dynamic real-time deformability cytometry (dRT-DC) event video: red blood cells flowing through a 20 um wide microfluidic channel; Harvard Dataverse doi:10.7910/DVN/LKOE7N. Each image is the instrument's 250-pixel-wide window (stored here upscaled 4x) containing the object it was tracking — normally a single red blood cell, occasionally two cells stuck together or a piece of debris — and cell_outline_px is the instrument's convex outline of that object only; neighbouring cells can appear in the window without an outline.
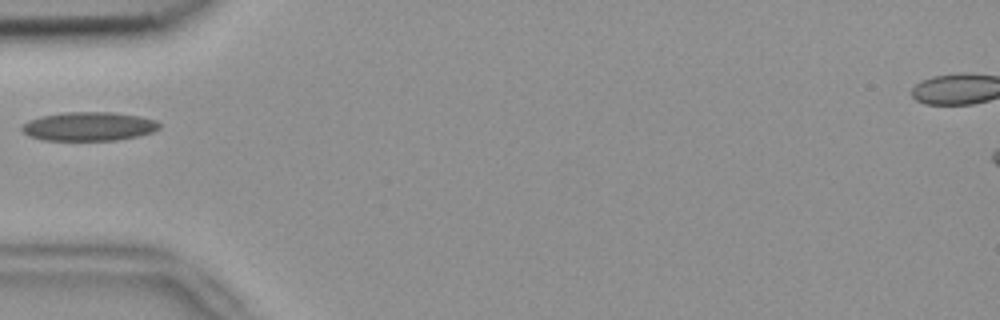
{"species": "common noctule bat (a hibernating species)", "species_latin": "Nyctalus noctula", "temperature_condition": "room temperature", "stored_images_in_passage": 33, "camera_frame_rate_fps": 3000, "um_per_image_px": 0.085, "animal": {"sex": "female", "body_mass_g": 18.4}, "frame": {"image": 1, "passage_image": 1, "time_ms": 0.0, "image_size_px": [1000, 320], "cell_outline_px": [[160, 128], [152, 132], [140, 136], [116, 140], [44, 140], [28, 136], [20, 128], [28, 120], [40, 116], [64, 112], [112, 112], [140, 116], [156, 120], [160, 124]], "centroid_in_image_um": [7.56, 10.74], "position_along_channel_um": 77.4, "area_um2": 23.24}}
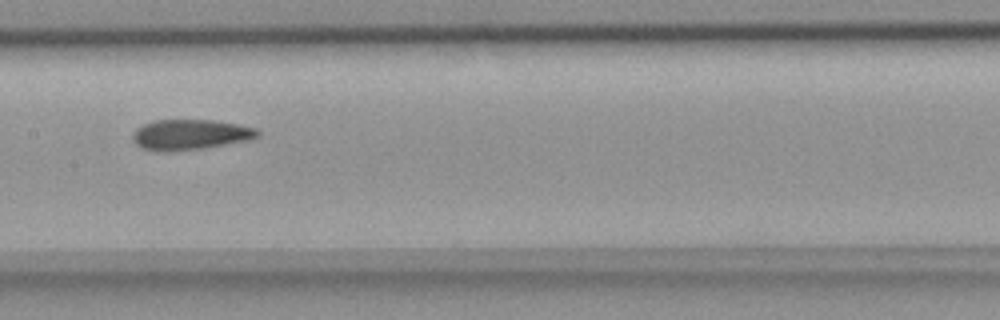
{"frame": {"image": 2, "passage_image": 10, "time_ms": 3.0, "image_size_px": [1000, 320], "cell_outline_px": [[260, 132], [256, 136], [248, 140], [204, 148], [168, 152], [156, 152], [140, 148], [132, 140], [132, 132], [136, 128], [152, 120], [212, 120], [236, 124], [256, 128]], "centroid_in_image_um": [16.08, 11.45], "position_along_channel_um": 191.3, "area_um2": 22.25}}
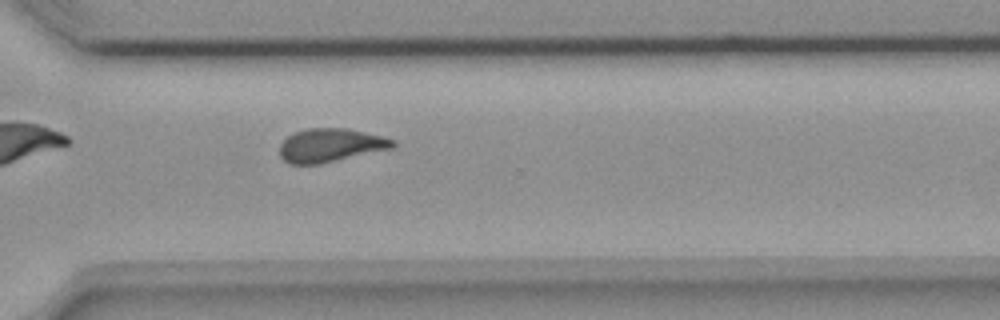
{"frame": {"image": 3, "passage_image": 22, "time_ms": 7.0, "image_size_px": [1000, 320], "cell_outline_px": [[396, 144], [392, 148], [320, 164], [288, 164], [280, 156], [280, 144], [288, 136], [296, 132], [308, 128], [348, 128], [396, 140]], "centroid_in_image_um": [28.08, 12.35], "position_along_channel_um": 342.5, "area_um2": 21.96}}